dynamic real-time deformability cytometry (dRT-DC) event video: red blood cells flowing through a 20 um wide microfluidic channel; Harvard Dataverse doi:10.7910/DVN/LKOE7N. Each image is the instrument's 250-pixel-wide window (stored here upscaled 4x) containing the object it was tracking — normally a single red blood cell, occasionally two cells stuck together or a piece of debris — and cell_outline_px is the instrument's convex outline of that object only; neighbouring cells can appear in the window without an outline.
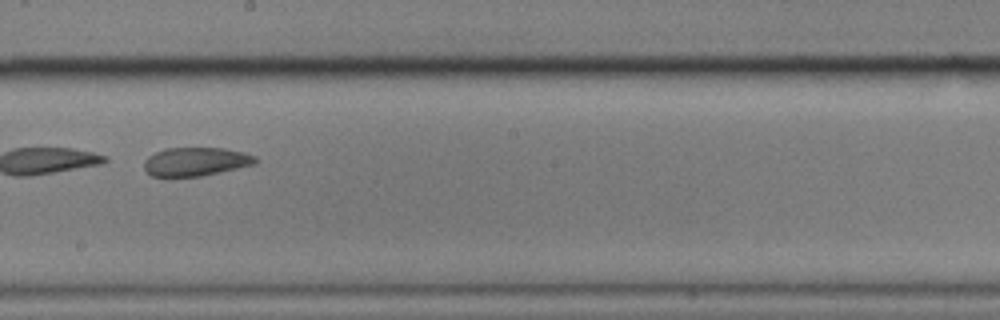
{"species": "common noctule bat (a hibernating species)", "species_latin": "Nyctalus noctula", "temperature_condition": "cold", "stored_images_in_passage": 42, "camera_frame_rate_fps": 3000, "um_per_image_px": 0.085, "animal": {"sex": "male", "body_mass_g": 17.9}, "frame": {"image": 1, "passage_image": 19, "time_ms": 6.0, "image_size_px": [1000, 320], "cell_outline_px": [[256, 164], [220, 172], [200, 176], [152, 176], [144, 168], [144, 160], [148, 156], [164, 148], [224, 148], [244, 152], [256, 156]], "centroid_in_image_um": [16.65, 13.73], "position_along_channel_um": 231.6, "area_um2": 18.5}, "authors_computed_cell_mechanics": {"area_um2": 20.9236, "velocity_mm_per_s": 3.5666, "shape_relaxation_time_tau1_ms": null, "shape_relaxation_time_tau2_ms": 2.0621, "deformation_change_tau1": null, "deformation_change_tau2": 0.0656}}